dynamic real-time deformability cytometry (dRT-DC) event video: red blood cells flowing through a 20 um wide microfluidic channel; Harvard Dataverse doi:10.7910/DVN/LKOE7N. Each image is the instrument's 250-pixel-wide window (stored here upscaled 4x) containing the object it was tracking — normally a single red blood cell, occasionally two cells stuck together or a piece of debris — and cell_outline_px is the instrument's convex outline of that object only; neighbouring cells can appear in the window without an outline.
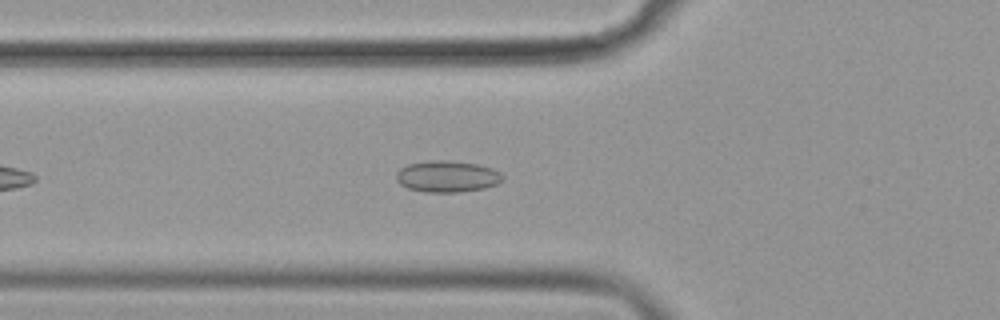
{"species": "common noctule bat (a hibernating species)", "species_latin": "Nyctalus noctula", "temperature_condition": "cold", "stored_images_in_passage": 45, "camera_frame_rate_fps": 3000, "um_per_image_px": 0.085, "animal": {"sex": "female", "body_mass_g": 19.9}, "frame": {"image": 1, "passage_image": 9, "time_ms": 2.667, "image_size_px": [1000, 320], "cell_outline_px": [[504, 180], [496, 184], [484, 188], [460, 192], [424, 192], [408, 188], [400, 184], [396, 180], [396, 172], [400, 168], [408, 164], [428, 160], [448, 160], [476, 164], [492, 168], [500, 172], [504, 176]], "centroid_in_image_um": [38.0, 14.99], "position_along_channel_um": 87.8, "area_um2": 19.65}}
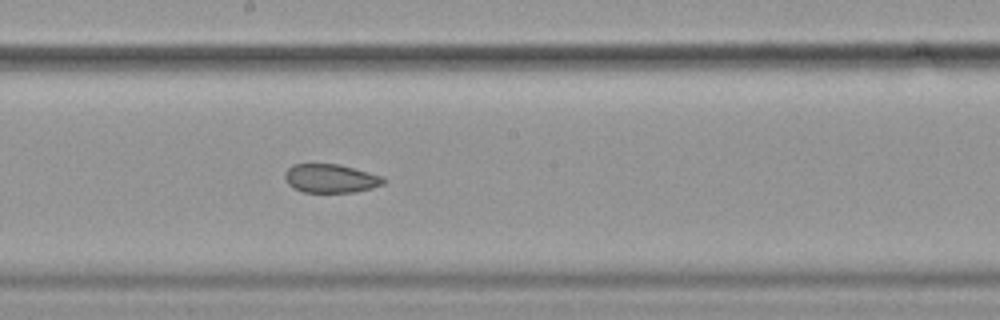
{"frame": {"image": 2, "passage_image": 20, "time_ms": 6.333, "image_size_px": [1000, 320], "cell_outline_px": [[388, 180], [384, 184], [372, 188], [356, 192], [304, 192], [292, 188], [288, 184], [284, 176], [284, 172], [292, 164], [340, 164], [384, 176]], "centroid_in_image_um": [28.13, 15.16], "position_along_channel_um": 220.1, "area_um2": 16.76}}
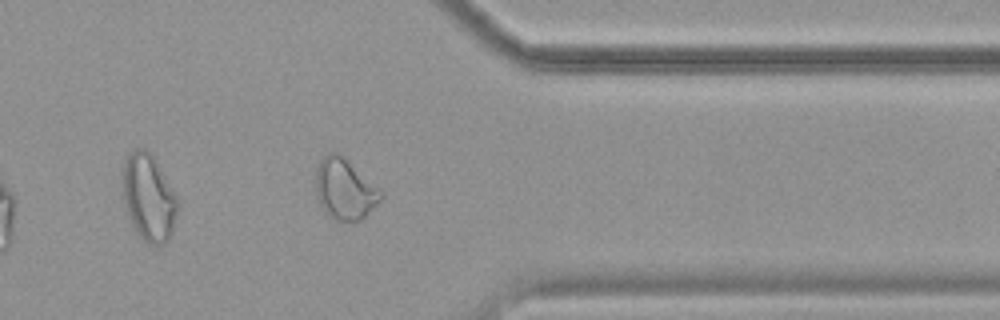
{"frame": {"image": 3, "passage_image": 34, "time_ms": 11.0, "image_size_px": [1000, 320], "cell_outline_px": [[384, 196], [360, 220], [336, 220], [328, 216], [324, 212], [320, 204], [316, 192], [316, 168], [320, 160], [324, 156], [332, 152], [340, 156], [384, 192]], "centroid_in_image_um": [29.28, 16.11], "position_along_channel_um": 382.1, "area_um2": 22.31}, "authors_computed_cell_mechanics": {"area_um2": 19.652, "velocity_mm_per_s": 3.6006, "shape_relaxation_time_tau1_ms": null, "shape_relaxation_time_tau2_ms": 3.8223, "deformation_change_tau1": null, "deformation_change_tau2": 0.0851}}